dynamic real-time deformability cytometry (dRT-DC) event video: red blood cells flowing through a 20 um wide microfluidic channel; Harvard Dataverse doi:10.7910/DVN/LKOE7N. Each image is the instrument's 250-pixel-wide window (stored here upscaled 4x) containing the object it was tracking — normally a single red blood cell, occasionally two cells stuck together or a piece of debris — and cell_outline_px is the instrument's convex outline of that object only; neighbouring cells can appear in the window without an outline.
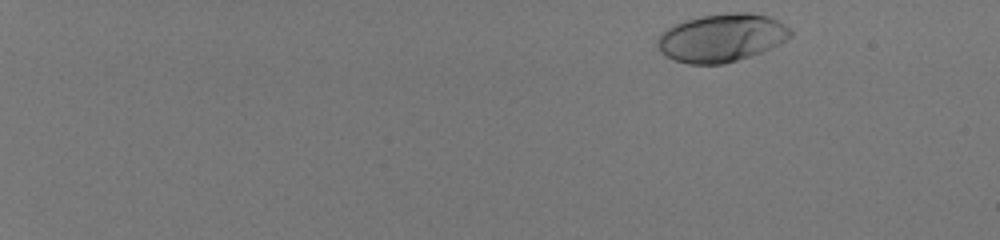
{"species": "human", "species_latin": "Homo sapiens", "temperature_condition": "room temperature", "stored_images_in_passage": 51, "camera_frame_rate_fps": 3000, "um_per_image_px": 0.085, "donor": {"sex": "male"}, "frame": {"image": 1, "passage_image": 2, "time_ms": 0.333, "image_size_px": [1000, 240], "cell_outline_px": [[792, 36], [772, 48], [752, 56], [724, 64], [688, 64], [664, 56], [660, 52], [656, 44], [656, 40], [668, 28], [684, 20], [700, 16], [728, 12], [748, 12], [768, 16], [792, 28]], "centroid_in_image_um": [61.35, 3.22], "position_along_channel_um": 23.6, "area_um2": 37.51}}
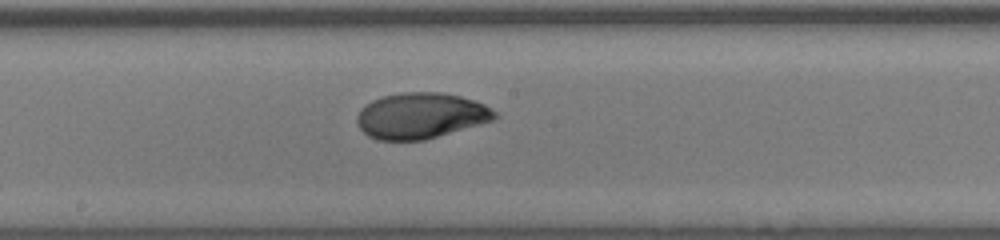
{"frame": {"image": 2, "passage_image": 31, "time_ms": 10.0, "image_size_px": [1000, 240], "cell_outline_px": [[500, 116], [496, 120], [424, 140], [380, 140], [368, 136], [356, 124], [356, 116], [360, 108], [364, 104], [380, 96], [400, 92], [440, 92], [460, 96], [484, 104], [492, 108]], "centroid_in_image_um": [35.76, 9.83], "position_along_channel_um": 212.4, "area_um2": 37.22}}
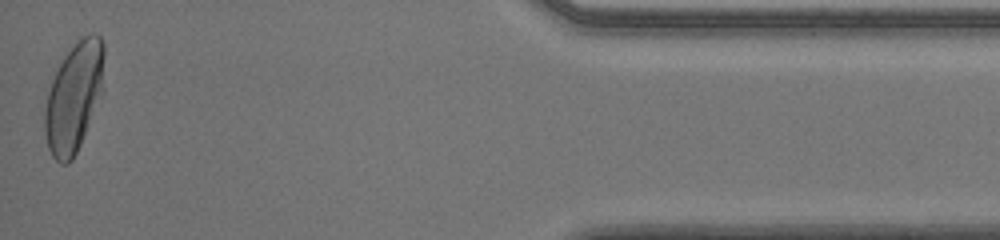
{"frame": {"image": 3, "passage_image": 51, "time_ms": 16.667, "image_size_px": [1000, 240], "cell_outline_px": [[104, 56], [100, 92], [80, 144], [72, 160], [68, 164], [60, 164], [52, 156], [48, 148], [44, 132], [44, 112], [48, 92], [52, 80], [64, 56], [76, 40], [92, 32], [100, 36], [104, 44]], "centroid_in_image_um": [6.24, 8.24], "position_along_channel_um": 429.0, "area_um2": 37.05}, "authors_computed_cell_mechanics": {"area_um2": 36.6452, "velocity_mm_per_s": 3.9938, "shape_relaxation_time_tau1_ms": 3.0928, "shape_relaxation_time_tau2_ms": null, "deformation_change_tau1": 0.1875, "deformation_change_tau2": null}}